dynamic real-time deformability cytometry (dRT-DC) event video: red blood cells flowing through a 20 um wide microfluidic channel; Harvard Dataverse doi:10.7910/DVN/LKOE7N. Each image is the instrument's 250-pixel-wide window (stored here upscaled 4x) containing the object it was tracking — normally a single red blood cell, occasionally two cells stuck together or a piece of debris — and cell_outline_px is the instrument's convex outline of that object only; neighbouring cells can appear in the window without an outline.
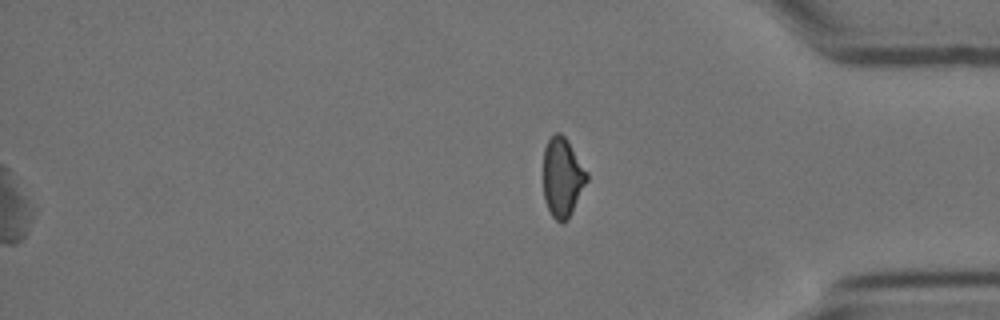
{"species": "Egyptian fruit bat (a non-hibernating species)", "species_latin": "Rousettus aegyptiacus", "temperature_condition": "cold", "stored_images_in_passage": 57, "segment_of_instrument_passage": [2, 2], "camera_frame_rate_fps": 3000, "um_per_image_px": 0.085, "animal": {"sex": "female"}, "frame": {"image": 1, "passage_image": 57, "time_ms": 18.667, "image_size_px": [1000, 320], "cell_outline_px": [[588, 180], [568, 220], [560, 224], [552, 216], [544, 200], [544, 148], [548, 140], [556, 132], [560, 132], [564, 136], [588, 172]], "centroid_in_image_um": [47.81, 15.1], "position_along_channel_um": 387.4, "area_um2": 20.06}}